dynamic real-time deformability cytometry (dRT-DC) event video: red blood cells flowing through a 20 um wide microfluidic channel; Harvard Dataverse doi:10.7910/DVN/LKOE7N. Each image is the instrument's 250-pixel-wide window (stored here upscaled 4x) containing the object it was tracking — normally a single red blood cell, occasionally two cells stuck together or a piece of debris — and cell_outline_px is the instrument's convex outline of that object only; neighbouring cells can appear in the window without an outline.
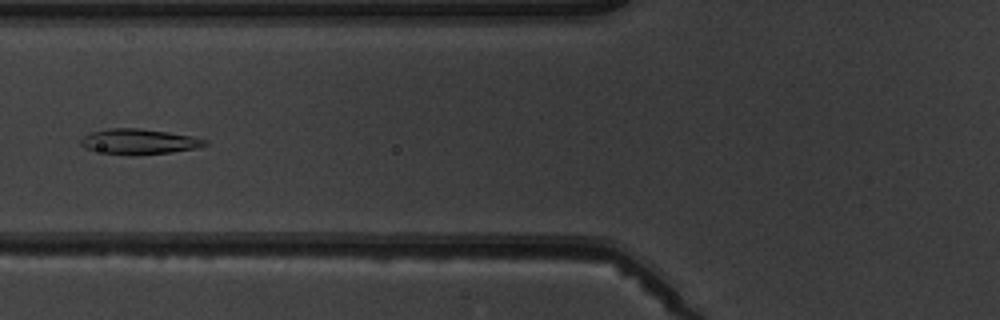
{"species": "common noctule bat (a hibernating species)", "species_latin": "Nyctalus noctula", "temperature_condition": "warm", "stored_images_in_passage": 6, "camera_frame_rate_fps": 3000, "um_per_image_px": 0.085, "animal": {"sex": "male", "body_mass_g": 19.5, "forearm_length_mm": 54.6}, "frame": {"image": 1, "passage_image": 6, "time_ms": 5.667, "image_size_px": [1000, 320], "cell_outline_px": [[208, 144], [196, 148], [172, 152], [132, 156], [128, 156], [92, 152], [84, 148], [80, 144], [80, 140], [84, 136], [92, 132], [108, 128], [136, 128], [168, 132], [192, 136], [208, 140]], "centroid_in_image_um": [11.76, 12.06], "position_along_channel_um": 114.0, "area_um2": 18.73}}